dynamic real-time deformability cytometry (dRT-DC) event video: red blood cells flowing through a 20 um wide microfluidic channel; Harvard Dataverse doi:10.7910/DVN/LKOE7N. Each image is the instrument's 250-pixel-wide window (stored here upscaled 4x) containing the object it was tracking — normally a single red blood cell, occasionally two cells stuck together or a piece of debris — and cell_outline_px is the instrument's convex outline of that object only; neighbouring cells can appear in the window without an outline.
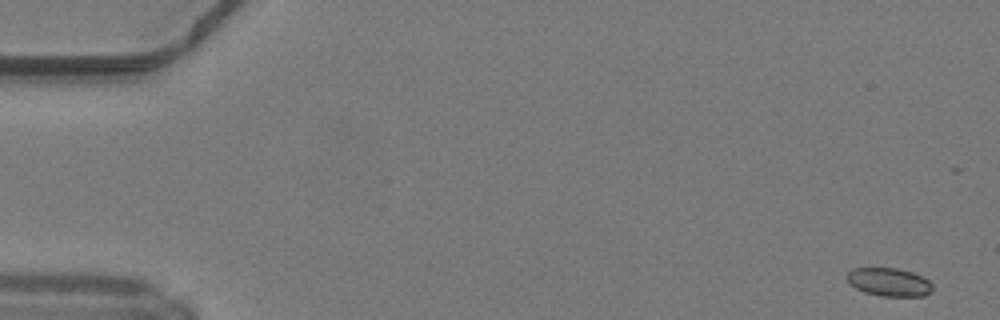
{"species": "common noctule bat (a hibernating species)", "species_latin": "Nyctalus noctula", "temperature_condition": "warm", "stored_images_in_passage": 48, "camera_frame_rate_fps": 3000, "um_per_image_px": 0.085, "animal": {"sex": "male", "body_mass_g": 19.2, "forearm_length_mm": 51.8}, "frame": {"image": 1, "passage_image": 1, "time_ms": 0.0, "image_size_px": [1000, 320], "cell_outline_px": [[932, 292], [924, 296], [880, 296], [864, 292], [848, 284], [848, 272], [852, 268], [896, 268], [912, 272], [928, 280], [932, 284]], "centroid_in_image_um": [75.57, 23.98], "position_along_channel_um": 9.4, "area_um2": 14.1}}
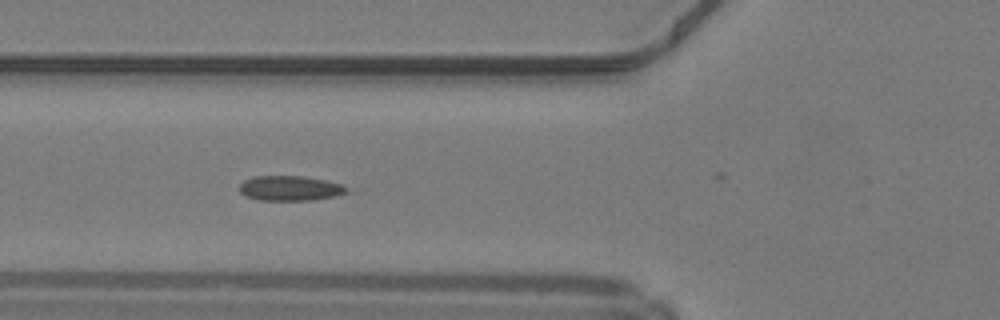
{"frame": {"image": 2, "passage_image": 18, "time_ms": 5.667, "image_size_px": [1000, 320], "cell_outline_px": [[348, 192], [336, 196], [312, 200], [260, 200], [244, 196], [240, 192], [240, 184], [244, 180], [252, 176], [304, 176], [328, 180], [340, 184], [348, 188]], "centroid_in_image_um": [24.65, 15.99], "position_along_channel_um": 101.1, "area_um2": 15.72}}
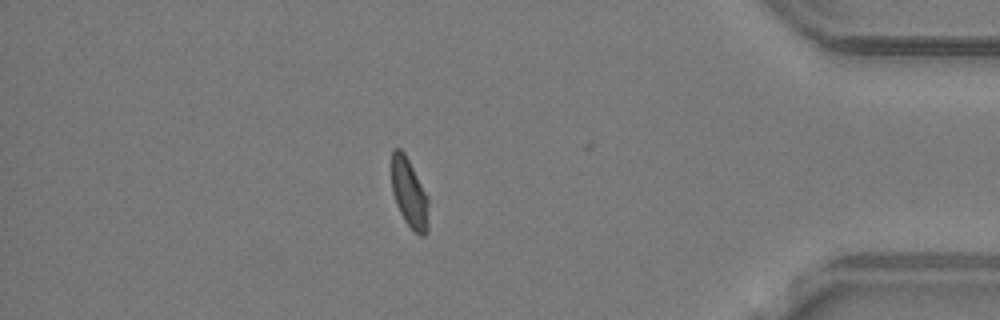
{"frame": {"image": 3, "passage_image": 42, "time_ms": 13.667, "image_size_px": [1000, 320], "cell_outline_px": [[428, 232], [424, 236], [420, 236], [404, 220], [396, 204], [392, 192], [392, 152], [396, 148], [400, 148], [404, 152], [428, 196]], "centroid_in_image_um": [34.8, 16.44], "position_along_channel_um": 400.4, "area_um2": 14.8}, "authors_computed_cell_mechanics": {"area_um2": 15.2014, "velocity_mm_per_s": 4.2345, "shape_relaxation_time_tau1_ms": null, "shape_relaxation_time_tau2_ms": 1.0543, "deformation_change_tau1": null, "deformation_change_tau2": 0.0613}}